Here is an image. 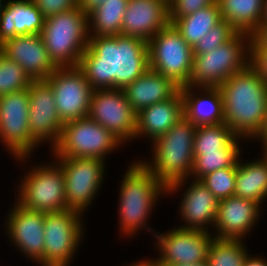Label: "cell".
<instances>
[{"label": "cell", "mask_w": 267, "mask_h": 266, "mask_svg": "<svg viewBox=\"0 0 267 266\" xmlns=\"http://www.w3.org/2000/svg\"><path fill=\"white\" fill-rule=\"evenodd\" d=\"M254 36L267 47V24L260 26L259 30L254 34Z\"/></svg>", "instance_id": "42"}, {"label": "cell", "mask_w": 267, "mask_h": 266, "mask_svg": "<svg viewBox=\"0 0 267 266\" xmlns=\"http://www.w3.org/2000/svg\"><path fill=\"white\" fill-rule=\"evenodd\" d=\"M237 162L232 167L218 169L204 176L200 181L220 201L234 196Z\"/></svg>", "instance_id": "34"}, {"label": "cell", "mask_w": 267, "mask_h": 266, "mask_svg": "<svg viewBox=\"0 0 267 266\" xmlns=\"http://www.w3.org/2000/svg\"><path fill=\"white\" fill-rule=\"evenodd\" d=\"M87 116L123 144L135 139L137 114L127 101L123 89L93 90Z\"/></svg>", "instance_id": "15"}, {"label": "cell", "mask_w": 267, "mask_h": 266, "mask_svg": "<svg viewBox=\"0 0 267 266\" xmlns=\"http://www.w3.org/2000/svg\"><path fill=\"white\" fill-rule=\"evenodd\" d=\"M251 35L238 32L216 49L194 55L192 73L186 86L219 87L233 74L249 65Z\"/></svg>", "instance_id": "6"}, {"label": "cell", "mask_w": 267, "mask_h": 266, "mask_svg": "<svg viewBox=\"0 0 267 266\" xmlns=\"http://www.w3.org/2000/svg\"><path fill=\"white\" fill-rule=\"evenodd\" d=\"M159 256L153 260L160 266L177 264L199 265L207 262L210 243L214 238L209 231L173 227L167 232H152Z\"/></svg>", "instance_id": "13"}, {"label": "cell", "mask_w": 267, "mask_h": 266, "mask_svg": "<svg viewBox=\"0 0 267 266\" xmlns=\"http://www.w3.org/2000/svg\"><path fill=\"white\" fill-rule=\"evenodd\" d=\"M122 145L112 133L87 116L64 123L61 137L51 149V156L106 161L107 155Z\"/></svg>", "instance_id": "8"}, {"label": "cell", "mask_w": 267, "mask_h": 266, "mask_svg": "<svg viewBox=\"0 0 267 266\" xmlns=\"http://www.w3.org/2000/svg\"><path fill=\"white\" fill-rule=\"evenodd\" d=\"M215 2L216 0H171L169 2L170 24L178 18L191 15Z\"/></svg>", "instance_id": "36"}, {"label": "cell", "mask_w": 267, "mask_h": 266, "mask_svg": "<svg viewBox=\"0 0 267 266\" xmlns=\"http://www.w3.org/2000/svg\"><path fill=\"white\" fill-rule=\"evenodd\" d=\"M53 162V163H52ZM32 165L18 185L17 203L37 212H59L67 210L64 173L61 165L54 161Z\"/></svg>", "instance_id": "7"}, {"label": "cell", "mask_w": 267, "mask_h": 266, "mask_svg": "<svg viewBox=\"0 0 267 266\" xmlns=\"http://www.w3.org/2000/svg\"><path fill=\"white\" fill-rule=\"evenodd\" d=\"M255 141L261 143V147H263L267 143V109L264 117V121L259 133L253 138Z\"/></svg>", "instance_id": "41"}, {"label": "cell", "mask_w": 267, "mask_h": 266, "mask_svg": "<svg viewBox=\"0 0 267 266\" xmlns=\"http://www.w3.org/2000/svg\"><path fill=\"white\" fill-rule=\"evenodd\" d=\"M237 33L238 31L231 24L222 19L197 42L193 47V55L210 52L231 40Z\"/></svg>", "instance_id": "35"}, {"label": "cell", "mask_w": 267, "mask_h": 266, "mask_svg": "<svg viewBox=\"0 0 267 266\" xmlns=\"http://www.w3.org/2000/svg\"><path fill=\"white\" fill-rule=\"evenodd\" d=\"M170 266H209L207 262L203 263V264H199V265H192V264H177V265H170Z\"/></svg>", "instance_id": "45"}, {"label": "cell", "mask_w": 267, "mask_h": 266, "mask_svg": "<svg viewBox=\"0 0 267 266\" xmlns=\"http://www.w3.org/2000/svg\"><path fill=\"white\" fill-rule=\"evenodd\" d=\"M45 81L52 88L63 123L87 117L94 89L78 66L57 67Z\"/></svg>", "instance_id": "14"}, {"label": "cell", "mask_w": 267, "mask_h": 266, "mask_svg": "<svg viewBox=\"0 0 267 266\" xmlns=\"http://www.w3.org/2000/svg\"><path fill=\"white\" fill-rule=\"evenodd\" d=\"M170 24L169 3L165 0H128L121 35L148 43Z\"/></svg>", "instance_id": "20"}, {"label": "cell", "mask_w": 267, "mask_h": 266, "mask_svg": "<svg viewBox=\"0 0 267 266\" xmlns=\"http://www.w3.org/2000/svg\"><path fill=\"white\" fill-rule=\"evenodd\" d=\"M29 128L39 144L49 142L50 150L61 137V121L51 86L45 80L32 81L29 88Z\"/></svg>", "instance_id": "18"}, {"label": "cell", "mask_w": 267, "mask_h": 266, "mask_svg": "<svg viewBox=\"0 0 267 266\" xmlns=\"http://www.w3.org/2000/svg\"><path fill=\"white\" fill-rule=\"evenodd\" d=\"M31 82L24 69L0 50V97L27 89Z\"/></svg>", "instance_id": "33"}, {"label": "cell", "mask_w": 267, "mask_h": 266, "mask_svg": "<svg viewBox=\"0 0 267 266\" xmlns=\"http://www.w3.org/2000/svg\"><path fill=\"white\" fill-rule=\"evenodd\" d=\"M221 18L238 32L254 35L260 28L264 0H216Z\"/></svg>", "instance_id": "27"}, {"label": "cell", "mask_w": 267, "mask_h": 266, "mask_svg": "<svg viewBox=\"0 0 267 266\" xmlns=\"http://www.w3.org/2000/svg\"><path fill=\"white\" fill-rule=\"evenodd\" d=\"M190 180V178L178 180L167 187V194L174 195L179 193L184 185L187 186L183 189L178 214L185 224L178 227L211 232L214 228L219 200L200 180L192 179V183Z\"/></svg>", "instance_id": "16"}, {"label": "cell", "mask_w": 267, "mask_h": 266, "mask_svg": "<svg viewBox=\"0 0 267 266\" xmlns=\"http://www.w3.org/2000/svg\"><path fill=\"white\" fill-rule=\"evenodd\" d=\"M0 50L18 63L32 81L47 79L57 68L41 34L18 35L0 45Z\"/></svg>", "instance_id": "21"}, {"label": "cell", "mask_w": 267, "mask_h": 266, "mask_svg": "<svg viewBox=\"0 0 267 266\" xmlns=\"http://www.w3.org/2000/svg\"><path fill=\"white\" fill-rule=\"evenodd\" d=\"M45 18L78 7V0H32Z\"/></svg>", "instance_id": "38"}, {"label": "cell", "mask_w": 267, "mask_h": 266, "mask_svg": "<svg viewBox=\"0 0 267 266\" xmlns=\"http://www.w3.org/2000/svg\"><path fill=\"white\" fill-rule=\"evenodd\" d=\"M149 69L171 79L177 86L188 84L193 64V48L173 24L148 41Z\"/></svg>", "instance_id": "10"}, {"label": "cell", "mask_w": 267, "mask_h": 266, "mask_svg": "<svg viewBox=\"0 0 267 266\" xmlns=\"http://www.w3.org/2000/svg\"><path fill=\"white\" fill-rule=\"evenodd\" d=\"M224 122L244 140L260 131L267 109V83L248 65L219 86Z\"/></svg>", "instance_id": "2"}, {"label": "cell", "mask_w": 267, "mask_h": 266, "mask_svg": "<svg viewBox=\"0 0 267 266\" xmlns=\"http://www.w3.org/2000/svg\"><path fill=\"white\" fill-rule=\"evenodd\" d=\"M261 151L267 155V143L262 147Z\"/></svg>", "instance_id": "46"}, {"label": "cell", "mask_w": 267, "mask_h": 266, "mask_svg": "<svg viewBox=\"0 0 267 266\" xmlns=\"http://www.w3.org/2000/svg\"><path fill=\"white\" fill-rule=\"evenodd\" d=\"M52 157L61 165L64 173L68 209L85 213L106 178L107 163L97 158Z\"/></svg>", "instance_id": "12"}, {"label": "cell", "mask_w": 267, "mask_h": 266, "mask_svg": "<svg viewBox=\"0 0 267 266\" xmlns=\"http://www.w3.org/2000/svg\"><path fill=\"white\" fill-rule=\"evenodd\" d=\"M123 90L131 108L137 114L150 105L172 98L180 87L171 79L148 69Z\"/></svg>", "instance_id": "25"}, {"label": "cell", "mask_w": 267, "mask_h": 266, "mask_svg": "<svg viewBox=\"0 0 267 266\" xmlns=\"http://www.w3.org/2000/svg\"><path fill=\"white\" fill-rule=\"evenodd\" d=\"M249 65L267 83V47L254 35L250 40Z\"/></svg>", "instance_id": "37"}, {"label": "cell", "mask_w": 267, "mask_h": 266, "mask_svg": "<svg viewBox=\"0 0 267 266\" xmlns=\"http://www.w3.org/2000/svg\"><path fill=\"white\" fill-rule=\"evenodd\" d=\"M45 17L32 0H8L0 11V45L18 35L41 34Z\"/></svg>", "instance_id": "24"}, {"label": "cell", "mask_w": 267, "mask_h": 266, "mask_svg": "<svg viewBox=\"0 0 267 266\" xmlns=\"http://www.w3.org/2000/svg\"><path fill=\"white\" fill-rule=\"evenodd\" d=\"M242 140L243 138L237 136L226 148H221L219 151L205 152L197 156L194 159L192 173L189 178L201 180L213 171L232 167L242 155V146L240 145Z\"/></svg>", "instance_id": "30"}, {"label": "cell", "mask_w": 267, "mask_h": 266, "mask_svg": "<svg viewBox=\"0 0 267 266\" xmlns=\"http://www.w3.org/2000/svg\"><path fill=\"white\" fill-rule=\"evenodd\" d=\"M106 0H78V7L88 15L94 9H97Z\"/></svg>", "instance_id": "39"}, {"label": "cell", "mask_w": 267, "mask_h": 266, "mask_svg": "<svg viewBox=\"0 0 267 266\" xmlns=\"http://www.w3.org/2000/svg\"><path fill=\"white\" fill-rule=\"evenodd\" d=\"M243 239L213 238L208 250L209 266H242L249 250Z\"/></svg>", "instance_id": "32"}, {"label": "cell", "mask_w": 267, "mask_h": 266, "mask_svg": "<svg viewBox=\"0 0 267 266\" xmlns=\"http://www.w3.org/2000/svg\"><path fill=\"white\" fill-rule=\"evenodd\" d=\"M125 266H160V265H158L152 258L150 259L149 257H148V259H146L145 260V258L142 260H140V261H137V262H135V263H130L129 265H125Z\"/></svg>", "instance_id": "43"}, {"label": "cell", "mask_w": 267, "mask_h": 266, "mask_svg": "<svg viewBox=\"0 0 267 266\" xmlns=\"http://www.w3.org/2000/svg\"><path fill=\"white\" fill-rule=\"evenodd\" d=\"M3 3H4V0H0V11H1V8L3 6Z\"/></svg>", "instance_id": "47"}, {"label": "cell", "mask_w": 267, "mask_h": 266, "mask_svg": "<svg viewBox=\"0 0 267 266\" xmlns=\"http://www.w3.org/2000/svg\"><path fill=\"white\" fill-rule=\"evenodd\" d=\"M78 67L95 89H124L149 69L148 43L135 37L89 36Z\"/></svg>", "instance_id": "1"}, {"label": "cell", "mask_w": 267, "mask_h": 266, "mask_svg": "<svg viewBox=\"0 0 267 266\" xmlns=\"http://www.w3.org/2000/svg\"><path fill=\"white\" fill-rule=\"evenodd\" d=\"M42 38L57 67L78 66L89 41L88 15L79 7L45 18Z\"/></svg>", "instance_id": "5"}, {"label": "cell", "mask_w": 267, "mask_h": 266, "mask_svg": "<svg viewBox=\"0 0 267 266\" xmlns=\"http://www.w3.org/2000/svg\"><path fill=\"white\" fill-rule=\"evenodd\" d=\"M183 117V98L179 90L172 98L157 102L137 113L135 139L145 137L152 143Z\"/></svg>", "instance_id": "23"}, {"label": "cell", "mask_w": 267, "mask_h": 266, "mask_svg": "<svg viewBox=\"0 0 267 266\" xmlns=\"http://www.w3.org/2000/svg\"><path fill=\"white\" fill-rule=\"evenodd\" d=\"M242 266H267V259L259 255H247Z\"/></svg>", "instance_id": "40"}, {"label": "cell", "mask_w": 267, "mask_h": 266, "mask_svg": "<svg viewBox=\"0 0 267 266\" xmlns=\"http://www.w3.org/2000/svg\"><path fill=\"white\" fill-rule=\"evenodd\" d=\"M222 20L217 1L191 15L176 19L172 24L192 48Z\"/></svg>", "instance_id": "29"}, {"label": "cell", "mask_w": 267, "mask_h": 266, "mask_svg": "<svg viewBox=\"0 0 267 266\" xmlns=\"http://www.w3.org/2000/svg\"><path fill=\"white\" fill-rule=\"evenodd\" d=\"M261 155V159H253L247 163L241 160L240 155L234 196L255 201L262 207L267 200V155L264 152Z\"/></svg>", "instance_id": "26"}, {"label": "cell", "mask_w": 267, "mask_h": 266, "mask_svg": "<svg viewBox=\"0 0 267 266\" xmlns=\"http://www.w3.org/2000/svg\"><path fill=\"white\" fill-rule=\"evenodd\" d=\"M180 91L184 117L195 126L224 123L223 98L219 87L184 86Z\"/></svg>", "instance_id": "22"}, {"label": "cell", "mask_w": 267, "mask_h": 266, "mask_svg": "<svg viewBox=\"0 0 267 266\" xmlns=\"http://www.w3.org/2000/svg\"><path fill=\"white\" fill-rule=\"evenodd\" d=\"M83 215L69 209L45 213L43 266L71 265L85 236Z\"/></svg>", "instance_id": "11"}, {"label": "cell", "mask_w": 267, "mask_h": 266, "mask_svg": "<svg viewBox=\"0 0 267 266\" xmlns=\"http://www.w3.org/2000/svg\"><path fill=\"white\" fill-rule=\"evenodd\" d=\"M29 110L28 88L0 97V142L22 165L39 146L31 137Z\"/></svg>", "instance_id": "9"}, {"label": "cell", "mask_w": 267, "mask_h": 266, "mask_svg": "<svg viewBox=\"0 0 267 266\" xmlns=\"http://www.w3.org/2000/svg\"><path fill=\"white\" fill-rule=\"evenodd\" d=\"M263 207L257 202L230 196L218 202L214 223L215 238L243 239L252 231L259 221Z\"/></svg>", "instance_id": "19"}, {"label": "cell", "mask_w": 267, "mask_h": 266, "mask_svg": "<svg viewBox=\"0 0 267 266\" xmlns=\"http://www.w3.org/2000/svg\"><path fill=\"white\" fill-rule=\"evenodd\" d=\"M236 137L237 135L225 122L217 125L196 126L193 158L195 159L205 152L219 151L221 148H226Z\"/></svg>", "instance_id": "31"}, {"label": "cell", "mask_w": 267, "mask_h": 266, "mask_svg": "<svg viewBox=\"0 0 267 266\" xmlns=\"http://www.w3.org/2000/svg\"><path fill=\"white\" fill-rule=\"evenodd\" d=\"M128 0H106L88 14L89 36L121 35Z\"/></svg>", "instance_id": "28"}, {"label": "cell", "mask_w": 267, "mask_h": 266, "mask_svg": "<svg viewBox=\"0 0 267 266\" xmlns=\"http://www.w3.org/2000/svg\"><path fill=\"white\" fill-rule=\"evenodd\" d=\"M10 209L4 223L7 238L26 259L43 266L45 213L25 209L16 200Z\"/></svg>", "instance_id": "17"}, {"label": "cell", "mask_w": 267, "mask_h": 266, "mask_svg": "<svg viewBox=\"0 0 267 266\" xmlns=\"http://www.w3.org/2000/svg\"><path fill=\"white\" fill-rule=\"evenodd\" d=\"M122 179L118 192L119 232L127 238L136 237L140 230L152 232L148 224L151 211L158 197H166L167 187L140 160L128 166Z\"/></svg>", "instance_id": "3"}, {"label": "cell", "mask_w": 267, "mask_h": 266, "mask_svg": "<svg viewBox=\"0 0 267 266\" xmlns=\"http://www.w3.org/2000/svg\"><path fill=\"white\" fill-rule=\"evenodd\" d=\"M196 126L183 117L151 145L152 159L141 163L166 187L191 176L194 158L193 143ZM148 161V162H147Z\"/></svg>", "instance_id": "4"}, {"label": "cell", "mask_w": 267, "mask_h": 266, "mask_svg": "<svg viewBox=\"0 0 267 266\" xmlns=\"http://www.w3.org/2000/svg\"><path fill=\"white\" fill-rule=\"evenodd\" d=\"M267 24V0H264L260 26Z\"/></svg>", "instance_id": "44"}]
</instances>
